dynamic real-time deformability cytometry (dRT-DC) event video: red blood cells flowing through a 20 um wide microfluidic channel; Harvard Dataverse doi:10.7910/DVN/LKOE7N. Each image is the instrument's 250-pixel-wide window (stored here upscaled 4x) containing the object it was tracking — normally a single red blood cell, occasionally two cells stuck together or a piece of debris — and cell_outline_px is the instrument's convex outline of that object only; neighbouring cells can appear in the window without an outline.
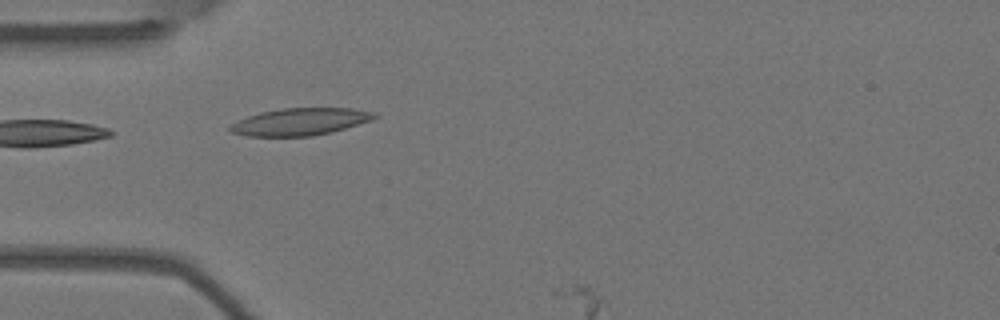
{"species": "Egyptian fruit bat (a non-hibernating species)", "species_latin": "Rousettus aegyptiacus", "temperature_condition": "warm", "stored_images_in_passage": 4, "camera_frame_rate_fps": 3000, "um_per_image_px": 0.085, "animal": {"sex": "female"}, "frame": {"image": 1, "passage_image": 4, "time_ms": 1.0, "image_size_px": [1000, 320], "cell_outline_px": [[380, 116], [372, 120], [332, 132], [312, 136], [248, 136], [232, 132], [228, 128], [236, 120], [260, 112], [280, 108], [352, 108], [376, 112]], "centroid_in_image_um": [25.54, 10.34], "position_along_channel_um": 59.5, "area_um2": 23.0}}